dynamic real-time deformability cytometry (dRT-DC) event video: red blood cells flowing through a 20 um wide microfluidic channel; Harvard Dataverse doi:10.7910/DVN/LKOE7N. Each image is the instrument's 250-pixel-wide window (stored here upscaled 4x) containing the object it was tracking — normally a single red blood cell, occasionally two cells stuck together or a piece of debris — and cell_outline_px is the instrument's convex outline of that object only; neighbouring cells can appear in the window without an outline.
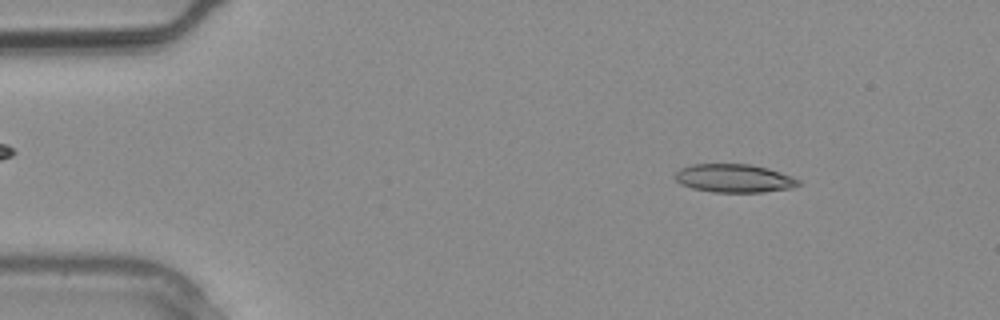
{"species": "common noctule bat (a hibernating species)", "species_latin": "Nyctalus noctula", "temperature_condition": "warm", "stored_images_in_passage": 2, "camera_frame_rate_fps": 3000, "um_per_image_px": 0.085, "animal": {"sex": "male", "body_mass_g": 20.4}, "frame": {"image": 1, "passage_image": 2, "time_ms": 0.333, "image_size_px": [1000, 320], "cell_outline_px": [[800, 184], [792, 188], [764, 192], [712, 192], [692, 188], [680, 184], [676, 180], [676, 172], [680, 168], [692, 164], [752, 164], [768, 168], [792, 176], [800, 180]], "centroid_in_image_um": [62.41, 15.15], "position_along_channel_um": 22.6, "area_um2": 20.46}}